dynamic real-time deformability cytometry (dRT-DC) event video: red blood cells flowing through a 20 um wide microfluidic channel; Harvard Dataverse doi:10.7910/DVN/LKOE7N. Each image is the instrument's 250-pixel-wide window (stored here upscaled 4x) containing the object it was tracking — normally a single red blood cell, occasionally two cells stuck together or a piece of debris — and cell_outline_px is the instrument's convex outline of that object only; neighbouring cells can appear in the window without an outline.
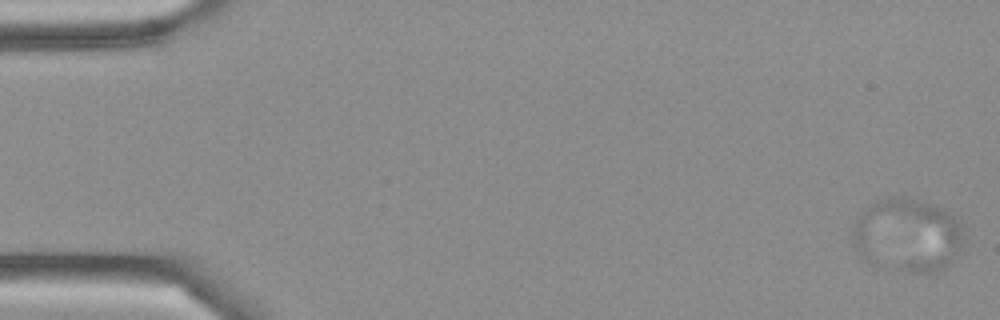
{"species": "Egyptian fruit bat (a non-hibernating species)", "species_latin": "Rousettus aegyptiacus", "temperature_condition": "cold", "stored_images_in_passage": 52, "camera_frame_rate_fps": 3000, "um_per_image_px": 0.085, "frame": {"image": 1, "passage_image": 1, "time_ms": 0.0, "image_size_px": [1000, 320], "cell_outline_px": [[964, 240], [956, 256], [944, 268], [936, 272], [916, 272], [876, 268], [868, 264], [860, 256], [852, 240], [852, 228], [856, 220], [872, 204], [888, 196], [904, 196], [944, 208], [960, 220], [964, 228]], "centroid_in_image_um": [77.14, 20.01], "position_along_channel_um": 7.9, "area_um2": 48.38}}
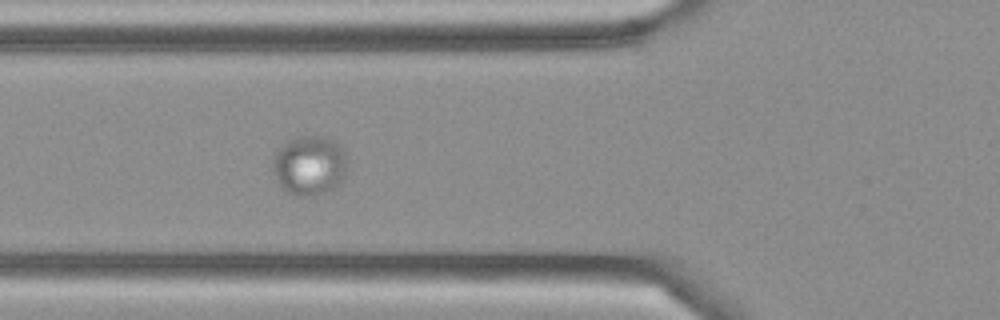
{"frame": {"image": 2, "passage_image": 20, "time_ms": 6.333, "image_size_px": [1000, 320], "cell_outline_px": [[348, 168], [344, 180], [340, 184], [324, 192], [308, 196], [300, 196], [288, 192], [280, 188], [272, 172], [272, 152], [288, 140], [296, 136], [328, 136], [340, 144], [344, 148], [348, 156]], "centroid_in_image_um": [26.31, 14.02], "position_along_channel_um": 99.5, "area_um2": 26.93}}
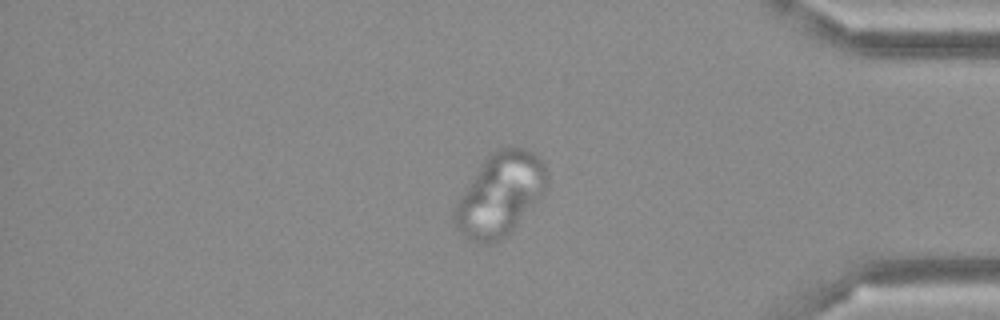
{"frame": {"image": 3, "passage_image": 45, "time_ms": 14.667, "image_size_px": [1000, 320], "cell_outline_px": [[548, 188], [508, 236], [496, 244], [484, 244], [472, 240], [464, 236], [456, 228], [452, 220], [452, 208], [484, 160], [492, 152], [500, 148], [524, 148], [532, 152], [544, 164], [548, 184]], "centroid_in_image_um": [42.49, 16.59], "position_along_channel_um": 392.7, "area_um2": 44.56}}